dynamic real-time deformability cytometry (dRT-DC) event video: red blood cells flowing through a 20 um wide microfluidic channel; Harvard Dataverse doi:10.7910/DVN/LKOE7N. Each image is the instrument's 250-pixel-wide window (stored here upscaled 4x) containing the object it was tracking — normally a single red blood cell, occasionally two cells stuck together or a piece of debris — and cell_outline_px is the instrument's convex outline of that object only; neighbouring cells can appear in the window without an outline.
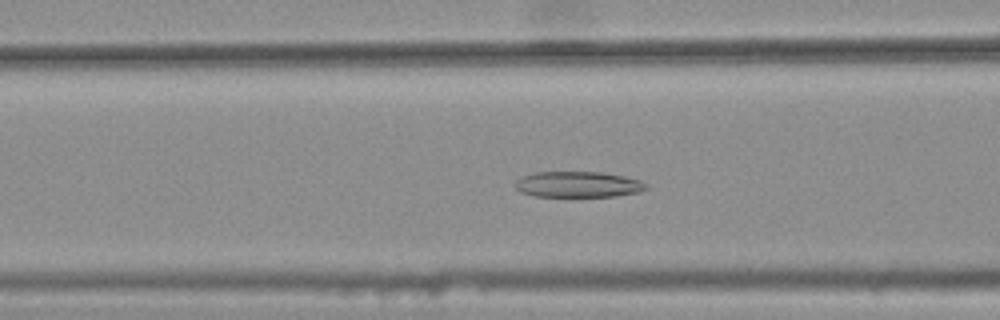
{"species": "common noctule bat (a hibernating species)", "species_latin": "Nyctalus noctula", "temperature_condition": "warm", "stored_images_in_passage": 44, "camera_frame_rate_fps": 3000, "um_per_image_px": 0.085, "animal": {"sex": "female", "body_mass_g": 25.1}, "frame": {"image": 1, "passage_image": 20, "time_ms": 6.333, "image_size_px": [1000, 320], "cell_outline_px": [[648, 188], [640, 192], [616, 196], [536, 196], [520, 192], [516, 188], [516, 180], [532, 172], [600, 172], [624, 176], [640, 180], [648, 184]], "centroid_in_image_um": [49.17, 15.67], "position_along_channel_um": 117.4, "area_um2": 19.71}}
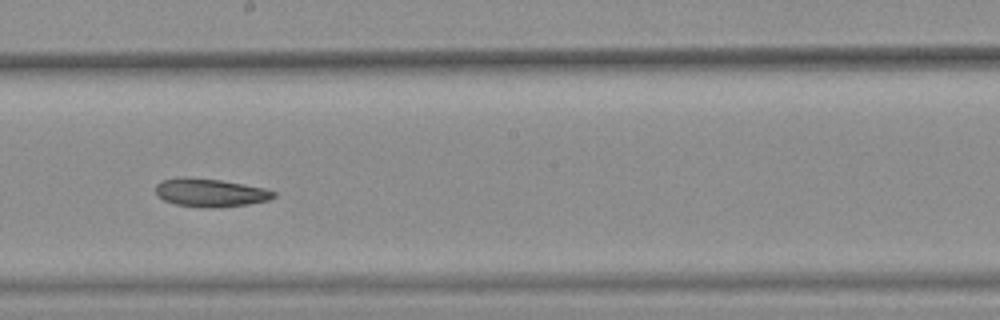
{"frame": {"image": 2, "passage_image": 29, "time_ms": 9.333, "image_size_px": [1000, 320], "cell_outline_px": [[276, 196], [268, 200], [248, 204], [216, 208], [208, 208], [176, 204], [164, 200], [156, 192], [156, 184], [160, 180], [184, 176], [220, 180], [244, 184], [264, 188], [276, 192]], "centroid_in_image_um": [17.87, 16.37], "position_along_channel_um": 230.3, "area_um2": 19.42}}
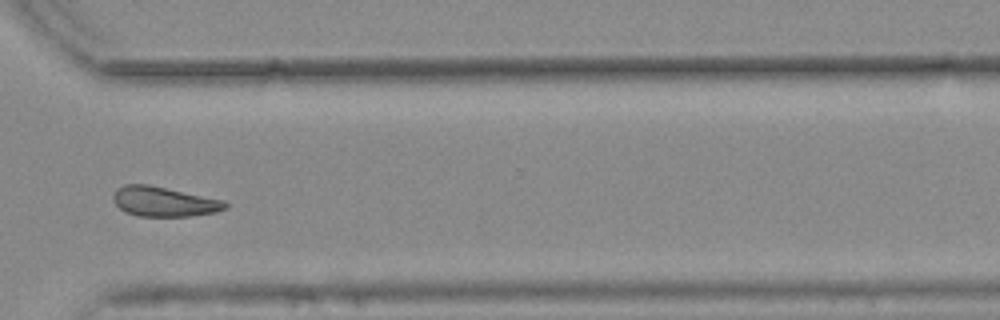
{"frame": {"image": 3, "passage_image": 39, "time_ms": 12.667, "image_size_px": [1000, 320], "cell_outline_px": [[228, 208], [216, 212], [188, 216], [140, 216], [124, 212], [112, 200], [112, 196], [116, 188], [124, 184], [148, 184], [224, 200], [228, 204]], "centroid_in_image_um": [13.92, 17.13], "position_along_channel_um": 356.7, "area_um2": 19.54}}